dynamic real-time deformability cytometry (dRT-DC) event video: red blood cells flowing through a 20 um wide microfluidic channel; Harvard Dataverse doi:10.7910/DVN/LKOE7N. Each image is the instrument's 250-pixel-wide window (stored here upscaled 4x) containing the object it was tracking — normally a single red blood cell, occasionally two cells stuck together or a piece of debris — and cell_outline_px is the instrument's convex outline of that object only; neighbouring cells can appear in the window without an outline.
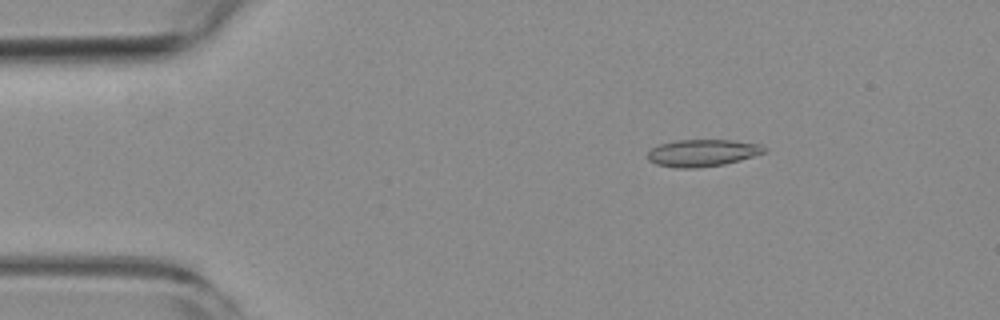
{"species": "common noctule bat (a hibernating species)", "species_latin": "Nyctalus noctula", "temperature_condition": "room temperature", "stored_images_in_passage": 53, "camera_frame_rate_fps": 3000, "um_per_image_px": 0.085, "animal": {"sex": "female", "body_mass_g": 19.3, "forearm_length_mm": 54.1}, "frame": {"image": 1, "passage_image": 8, "time_ms": 2.333, "image_size_px": [1000, 320], "cell_outline_px": [[764, 152], [740, 160], [724, 164], [696, 168], [676, 168], [656, 164], [648, 160], [648, 152], [652, 148], [660, 144], [676, 140], [732, 140], [760, 144], [764, 148]], "centroid_in_image_um": [59.66, 13.0], "position_along_channel_um": 25.3, "area_um2": 18.21}}
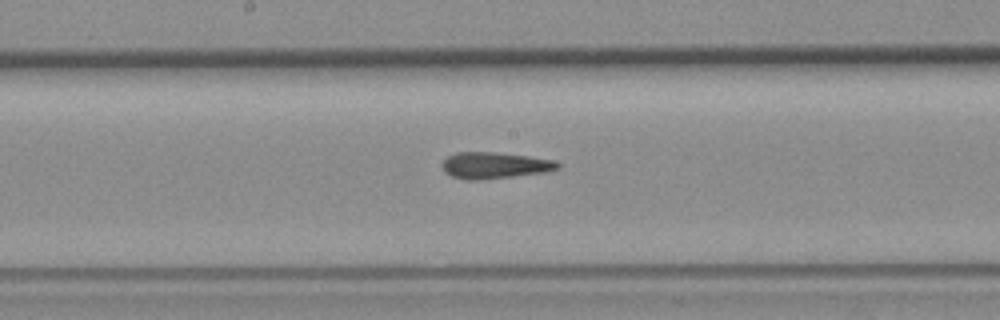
{"frame": {"image": 2, "passage_image": 27, "time_ms": 8.667, "image_size_px": [1000, 320], "cell_outline_px": [[560, 168], [548, 172], [480, 180], [468, 180], [452, 176], [444, 172], [444, 160], [448, 156], [456, 152], [492, 152], [528, 156], [552, 160], [560, 164]], "centroid_in_image_um": [42.06, 14.06], "position_along_channel_um": 206.1, "area_um2": 17.63}}
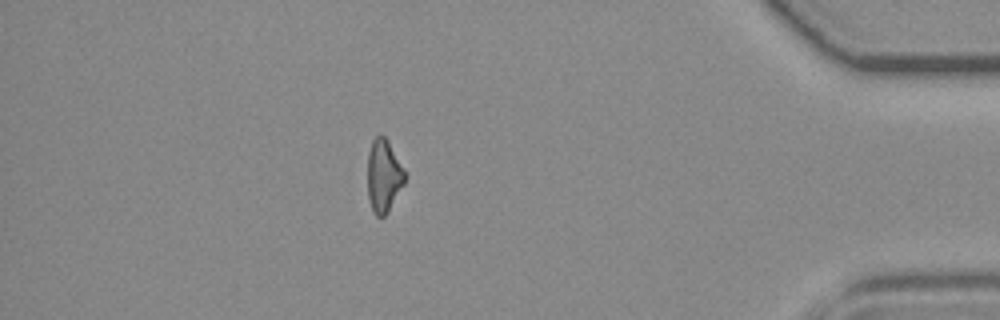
{"frame": {"image": 3, "passage_image": 46, "time_ms": 15.0, "image_size_px": [1000, 320], "cell_outline_px": [[404, 184], [388, 212], [384, 216], [376, 216], [372, 212], [368, 200], [368, 152], [372, 140], [380, 132], [388, 140], [404, 168]], "centroid_in_image_um": [32.6, 14.93], "position_along_channel_um": 402.6, "area_um2": 15.95}, "authors_computed_cell_mechanics": {"area_um2": 17.5134, "velocity_mm_per_s": 3.8595, "shape_relaxation_time_tau1_ms": null, "shape_relaxation_time_tau2_ms": 7.148, "deformation_change_tau1": null, "deformation_change_tau2": 0.1865}}